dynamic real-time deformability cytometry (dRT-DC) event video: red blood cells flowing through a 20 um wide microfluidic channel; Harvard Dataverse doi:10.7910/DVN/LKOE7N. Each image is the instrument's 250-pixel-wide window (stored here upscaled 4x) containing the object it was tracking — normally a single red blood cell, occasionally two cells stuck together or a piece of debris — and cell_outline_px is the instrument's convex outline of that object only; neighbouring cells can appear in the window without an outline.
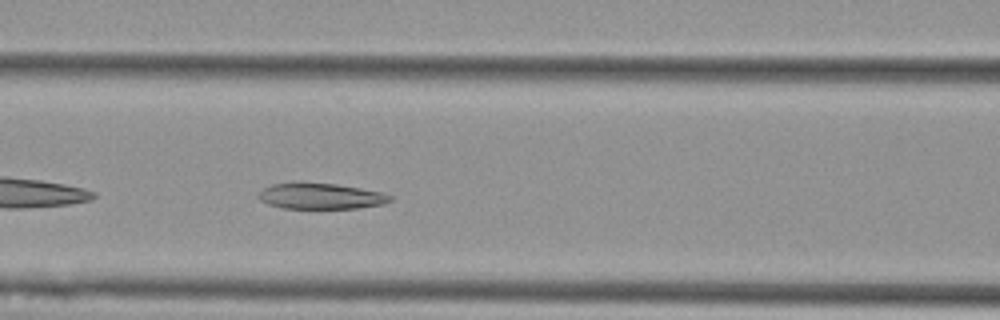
{"species": "Egyptian fruit bat (a non-hibernating species)", "species_latin": "Rousettus aegyptiacus", "temperature_condition": "cold", "stored_images_in_passage": 40, "camera_frame_rate_fps": 3000, "um_per_image_px": 0.085, "animal": {"sex": "female"}, "frame": {"image": 1, "passage_image": 8, "time_ms": 2.333, "image_size_px": [1000, 320], "cell_outline_px": [[392, 200], [384, 204], [360, 208], [284, 208], [268, 204], [260, 200], [256, 196], [264, 188], [272, 184], [300, 180], [336, 184], [360, 188], [380, 192], [392, 196]], "centroid_in_image_um": [27.22, 16.64], "position_along_channel_um": 139.4, "area_um2": 20.29}}
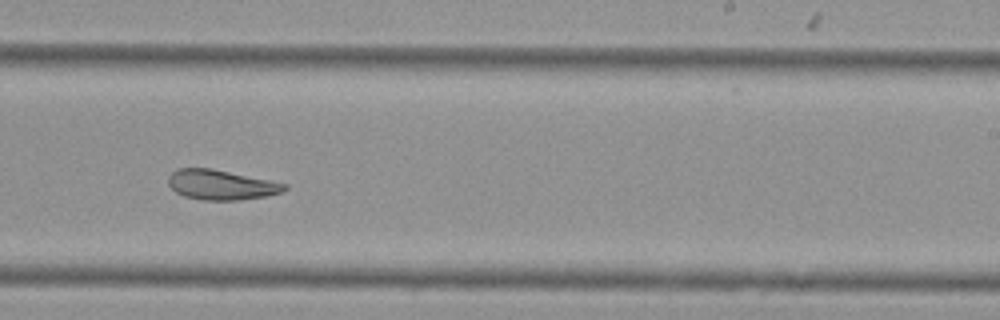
{"frame": {"image": 2, "passage_image": 19, "time_ms": 6.0, "image_size_px": [1000, 320], "cell_outline_px": [[288, 188], [280, 192], [264, 196], [240, 200], [204, 200], [184, 196], [176, 192], [168, 184], [168, 176], [176, 168], [212, 168], [288, 184]], "centroid_in_image_um": [18.77, 15.7], "position_along_channel_um": 270.2, "area_um2": 20.17}}
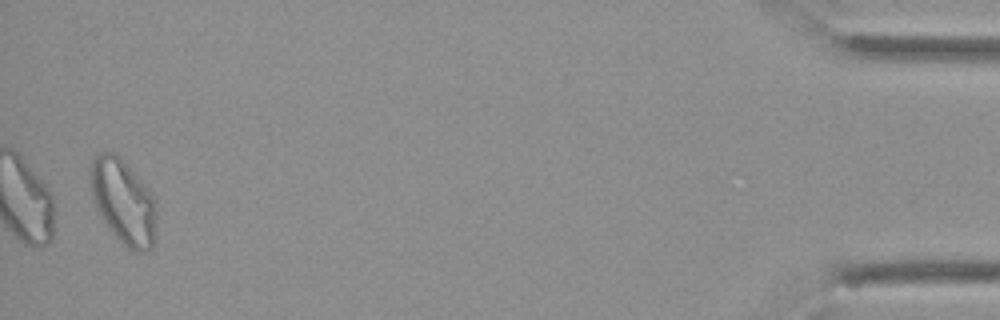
{"frame": {"image": 3, "passage_image": 39, "time_ms": 12.667, "image_size_px": [1000, 320], "cell_outline_px": [[156, 240], [152, 248], [144, 252], [132, 252], [108, 228], [100, 216], [92, 200], [88, 172], [92, 160], [100, 152], [116, 152], [120, 156], [144, 184], [152, 196], [156, 212]], "centroid_in_image_um": [10.46, 17.15], "position_along_channel_um": 424.7, "area_um2": 33.0}, "authors_computed_cell_mechanics": {"area_um2": 21.7039, "velocity_mm_per_s": 3.5916, "shape_relaxation_time_tau1_ms": null, "shape_relaxation_time_tau2_ms": 4.2894, "deformation_change_tau1": null, "deformation_change_tau2": 0.1069}}